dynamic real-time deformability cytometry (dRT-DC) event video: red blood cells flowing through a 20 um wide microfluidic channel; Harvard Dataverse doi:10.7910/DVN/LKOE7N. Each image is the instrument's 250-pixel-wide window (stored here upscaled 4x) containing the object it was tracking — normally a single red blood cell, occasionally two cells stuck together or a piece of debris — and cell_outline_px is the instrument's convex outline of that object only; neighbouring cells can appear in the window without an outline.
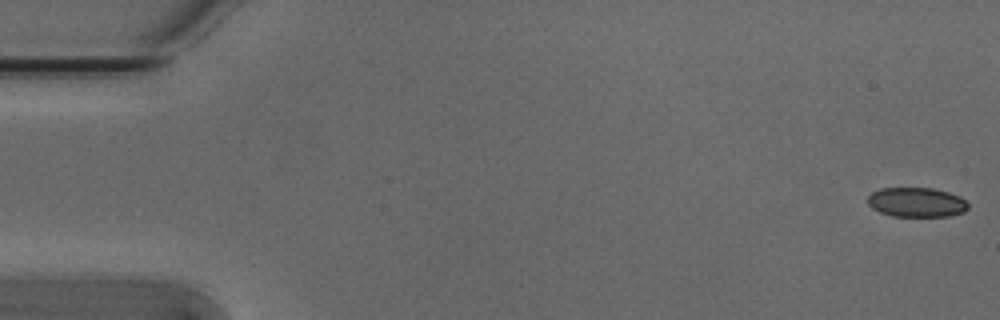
{"species": "Egyptian fruit bat (a non-hibernating species)", "species_latin": "Rousettus aegyptiacus", "temperature_condition": "cold", "stored_images_in_passage": 54, "camera_frame_rate_fps": 3000, "um_per_image_px": 0.085, "animal": {"sex": "male"}, "frame": {"image": 1, "passage_image": 1, "time_ms": 0.0, "image_size_px": [1000, 320], "cell_outline_px": [[968, 208], [964, 212], [948, 216], [892, 216], [880, 212], [872, 208], [868, 204], [868, 196], [872, 192], [880, 188], [932, 188], [948, 192], [960, 196], [968, 204]], "centroid_in_image_um": [77.9, 17.19], "position_along_channel_um": 7.1, "area_um2": 17.28}}
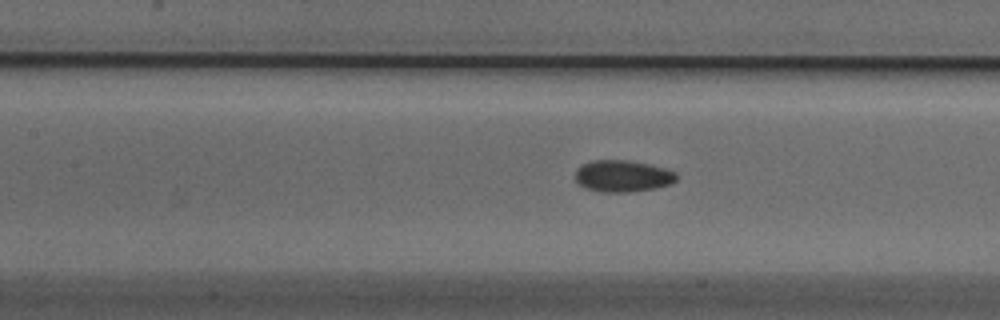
{"frame": {"image": 2, "passage_image": 24, "time_ms": 7.667, "image_size_px": [1000, 320], "cell_outline_px": [[676, 180], [672, 184], [656, 188], [632, 192], [600, 192], [588, 188], [580, 184], [576, 180], [576, 168], [580, 164], [592, 160], [628, 160], [648, 164], [664, 168], [676, 172]], "centroid_in_image_um": [52.93, 14.96], "position_along_channel_um": 154.5, "area_um2": 18.79}}
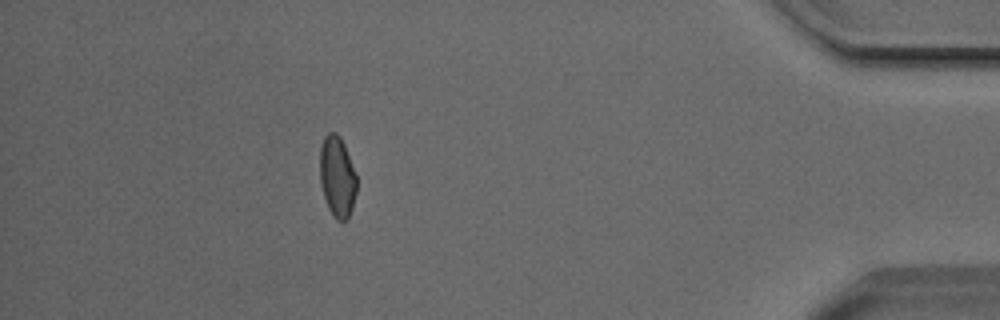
{"frame": {"image": 3, "passage_image": 48, "time_ms": 15.667, "image_size_px": [1000, 320], "cell_outline_px": [[356, 192], [352, 208], [348, 220], [336, 220], [332, 216], [328, 208], [320, 184], [320, 148], [324, 136], [328, 132], [336, 132], [340, 136], [344, 144], [356, 176]], "centroid_in_image_um": [28.65, 15.03], "position_along_channel_um": 406.6, "area_um2": 17.4}, "authors_computed_cell_mechanics": {"area_um2": 18.0625, "velocity_mm_per_s": 3.8251, "shape_relaxation_time_tau1_ms": null, "shape_relaxation_time_tau2_ms": 8.8269, "deformation_change_tau1": null, "deformation_change_tau2": 0.1111}}